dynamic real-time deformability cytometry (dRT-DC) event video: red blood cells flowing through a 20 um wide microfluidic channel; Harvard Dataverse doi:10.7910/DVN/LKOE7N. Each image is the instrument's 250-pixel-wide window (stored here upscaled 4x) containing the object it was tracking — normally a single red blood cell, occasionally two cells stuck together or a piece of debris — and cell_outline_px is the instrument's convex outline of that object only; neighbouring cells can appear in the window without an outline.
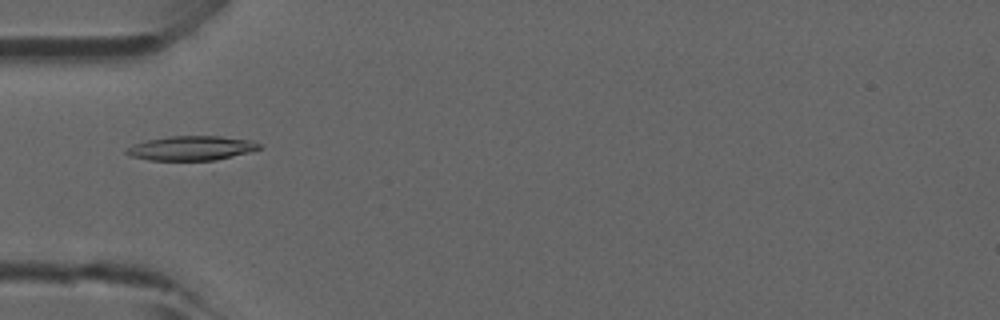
{"species": "common noctule bat (a hibernating species)", "species_latin": "Nyctalus noctula", "temperature_condition": "room temperature", "stored_images_in_passage": 6, "camera_frame_rate_fps": 3000, "um_per_image_px": 0.085, "animal": {"sex": "male", "forearm_length_mm": 52.5}, "frame": {"image": 1, "passage_image": 5, "time_ms": 1.333, "image_size_px": [1000, 320], "cell_outline_px": [[260, 148], [248, 152], [216, 160], [148, 160], [132, 156], [124, 152], [124, 148], [148, 140], [168, 136], [220, 136], [252, 140], [260, 144]], "centroid_in_image_um": [16.25, 12.59], "position_along_channel_um": 68.7, "area_um2": 18.73}}
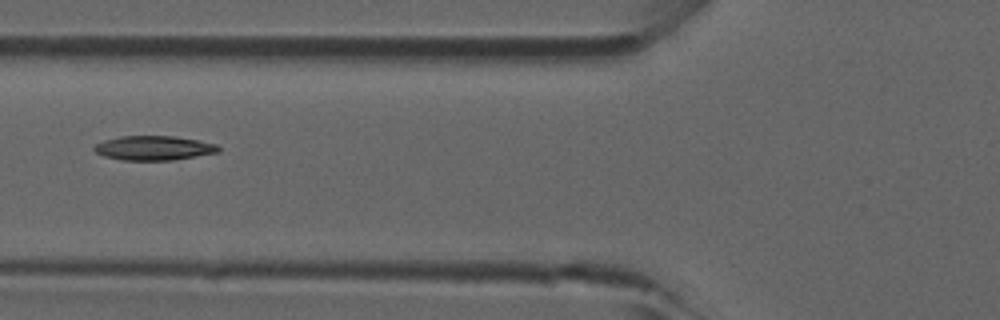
{"frame": {"image": 2, "passage_image": 6, "time_ms": 1.667, "image_size_px": [1000, 320], "cell_outline_px": [[220, 152], [172, 160], [124, 160], [104, 156], [96, 152], [92, 148], [96, 144], [104, 140], [120, 136], [172, 136], [196, 140], [216, 144], [220, 148]], "centroid_in_image_um": [13.06, 12.58], "position_along_channel_um": 112.7, "area_um2": 17.51}}